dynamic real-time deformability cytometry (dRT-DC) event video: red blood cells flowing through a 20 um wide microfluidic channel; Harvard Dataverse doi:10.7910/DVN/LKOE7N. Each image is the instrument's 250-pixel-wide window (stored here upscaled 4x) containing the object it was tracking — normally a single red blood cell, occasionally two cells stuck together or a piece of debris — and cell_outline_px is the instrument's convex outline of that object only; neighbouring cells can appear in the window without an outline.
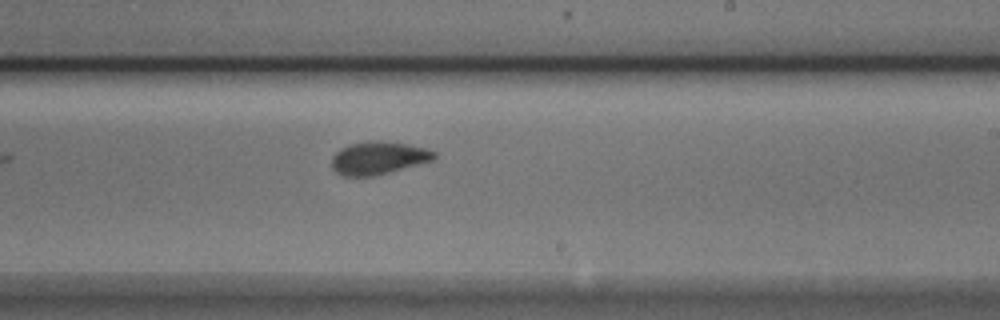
{"species": "Egyptian fruit bat (a non-hibernating species)", "species_latin": "Rousettus aegyptiacus", "temperature_condition": "cold", "stored_images_in_passage": 7, "camera_frame_rate_fps": 3000, "um_per_image_px": 0.085, "animal": {"sex": "male"}, "frame": {"image": 1, "passage_image": 7, "time_ms": 2.0, "image_size_px": [1000, 320], "cell_outline_px": [[436, 156], [432, 160], [376, 176], [344, 176], [336, 172], [332, 168], [332, 156], [340, 148], [352, 144], [368, 140], [380, 140], [404, 144], [424, 148], [436, 152]], "centroid_in_image_um": [32.12, 13.43], "position_along_channel_um": 256.9, "area_um2": 19.48}}